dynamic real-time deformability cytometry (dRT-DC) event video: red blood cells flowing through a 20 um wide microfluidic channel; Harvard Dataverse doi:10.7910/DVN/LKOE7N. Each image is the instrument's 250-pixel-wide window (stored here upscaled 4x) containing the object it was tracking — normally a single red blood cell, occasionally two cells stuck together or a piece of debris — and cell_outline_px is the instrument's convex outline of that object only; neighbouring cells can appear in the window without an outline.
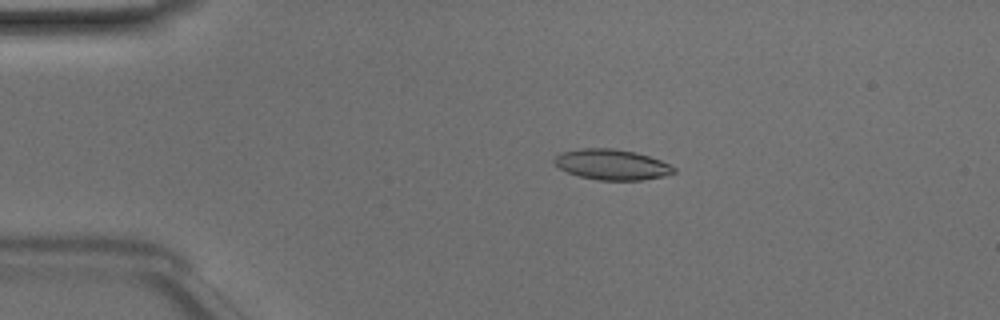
{"species": "Egyptian fruit bat (a non-hibernating species)", "species_latin": "Rousettus aegyptiacus", "temperature_condition": "room temperature", "stored_images_in_passage": 49, "camera_frame_rate_fps": 3000, "um_per_image_px": 0.085, "animal": {"sex": "male"}, "frame": {"image": 1, "passage_image": 10, "time_ms": 3.0, "image_size_px": [1000, 320], "cell_outline_px": [[676, 172], [664, 176], [640, 180], [596, 180], [580, 176], [568, 172], [560, 168], [552, 160], [560, 152], [580, 148], [612, 148], [636, 152], [660, 160], [676, 168]], "centroid_in_image_um": [52.0, 13.98], "position_along_channel_um": 33.0, "area_um2": 21.21}}
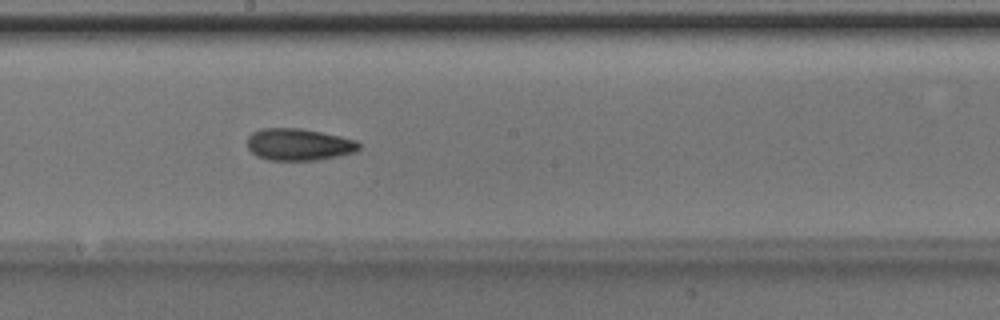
{"frame": {"image": 2, "passage_image": 27, "time_ms": 8.667, "image_size_px": [1000, 320], "cell_outline_px": [[360, 148], [356, 152], [340, 156], [320, 160], [268, 160], [256, 156], [248, 148], [248, 136], [252, 132], [260, 128], [300, 128], [340, 136], [356, 140], [360, 144]], "centroid_in_image_um": [25.4, 12.29], "position_along_channel_um": 222.8, "area_um2": 20.98}}
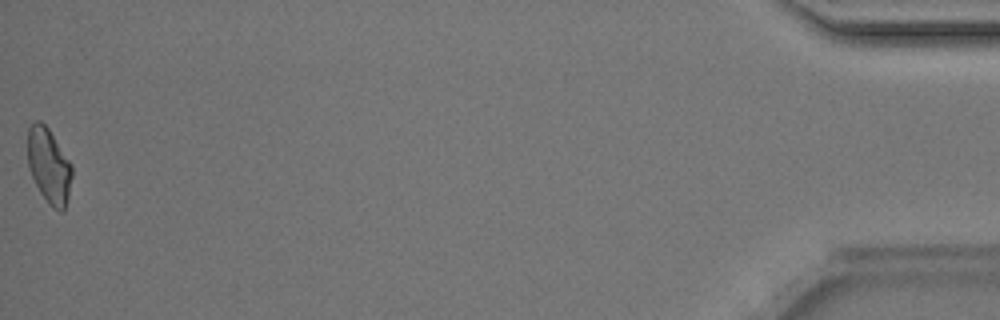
{"frame": {"image": 3, "passage_image": 49, "time_ms": 16.0, "image_size_px": [1000, 320], "cell_outline_px": [[72, 176], [68, 196], [64, 212], [60, 212], [52, 208], [48, 204], [40, 192], [28, 168], [28, 128], [36, 120], [40, 120], [48, 128], [72, 164]], "centroid_in_image_um": [4.16, 14.11], "position_along_channel_um": 431.0, "area_um2": 19.42}, "authors_computed_cell_mechanics": {"area_um2": 20.3456, "velocity_mm_per_s": 4.1705, "shape_relaxation_time_tau1_ms": 6.0316, "shape_relaxation_time_tau2_ms": 3.2631, "deformation_change_tau1": 0.1392, "deformation_change_tau2": 0.0979}}